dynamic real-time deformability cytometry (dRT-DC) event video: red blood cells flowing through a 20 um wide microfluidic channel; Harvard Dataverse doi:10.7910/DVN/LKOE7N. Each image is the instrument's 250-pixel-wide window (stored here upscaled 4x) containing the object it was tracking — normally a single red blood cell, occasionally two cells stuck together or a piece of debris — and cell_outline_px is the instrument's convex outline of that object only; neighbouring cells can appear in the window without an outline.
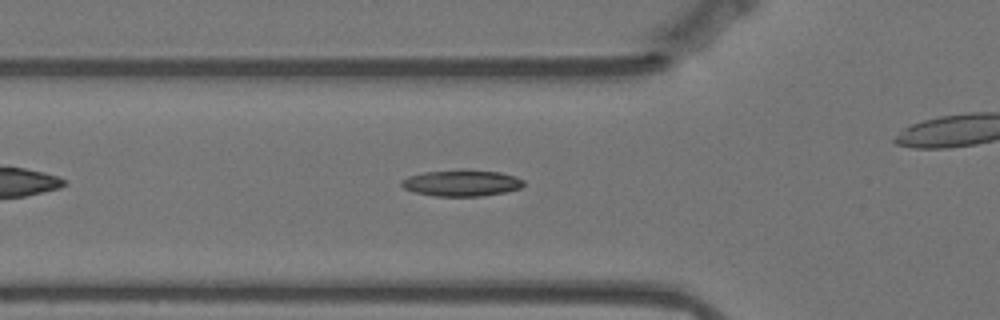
{"species": "Egyptian fruit bat (a non-hibernating species)", "species_latin": "Rousettus aegyptiacus", "temperature_condition": "warm", "stored_images_in_passage": 46, "camera_frame_rate_fps": 3000, "um_per_image_px": 0.085, "animal": {"sex": "female"}, "frame": {"image": 1, "passage_image": 9, "time_ms": 2.667, "image_size_px": [1000, 320], "cell_outline_px": [[524, 184], [520, 188], [504, 192], [480, 196], [436, 196], [412, 192], [404, 188], [400, 184], [400, 180], [408, 176], [424, 172], [464, 168], [468, 168], [500, 172], [516, 176], [524, 180]], "centroid_in_image_um": [39.22, 15.53], "position_along_channel_um": 86.6, "area_um2": 19.19}}
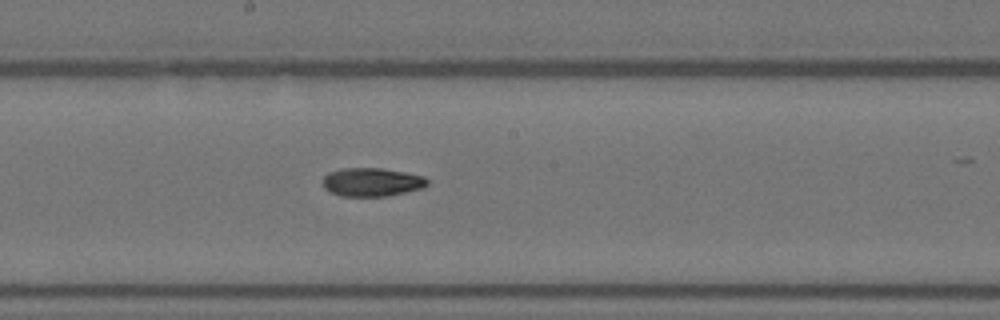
{"frame": {"image": 2, "passage_image": 20, "time_ms": 6.333, "image_size_px": [1000, 320], "cell_outline_px": [[428, 184], [424, 188], [388, 196], [340, 196], [328, 192], [324, 188], [324, 176], [328, 172], [340, 168], [380, 168], [404, 172], [424, 176], [428, 180]], "centroid_in_image_um": [31.6, 15.48], "position_along_channel_um": 216.6, "area_um2": 17.51}}
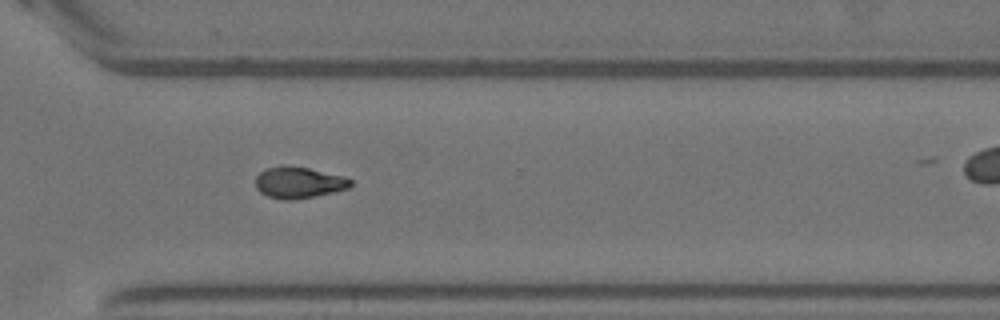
{"frame": {"image": 3, "passage_image": 31, "time_ms": 10.0, "image_size_px": [1000, 320], "cell_outline_px": [[352, 184], [348, 188], [332, 192], [292, 200], [284, 200], [268, 196], [260, 192], [256, 188], [256, 176], [260, 172], [268, 168], [280, 164], [288, 164], [308, 168], [344, 176], [352, 180]], "centroid_in_image_um": [25.36, 15.49], "position_along_channel_um": 345.2, "area_um2": 17.4}}